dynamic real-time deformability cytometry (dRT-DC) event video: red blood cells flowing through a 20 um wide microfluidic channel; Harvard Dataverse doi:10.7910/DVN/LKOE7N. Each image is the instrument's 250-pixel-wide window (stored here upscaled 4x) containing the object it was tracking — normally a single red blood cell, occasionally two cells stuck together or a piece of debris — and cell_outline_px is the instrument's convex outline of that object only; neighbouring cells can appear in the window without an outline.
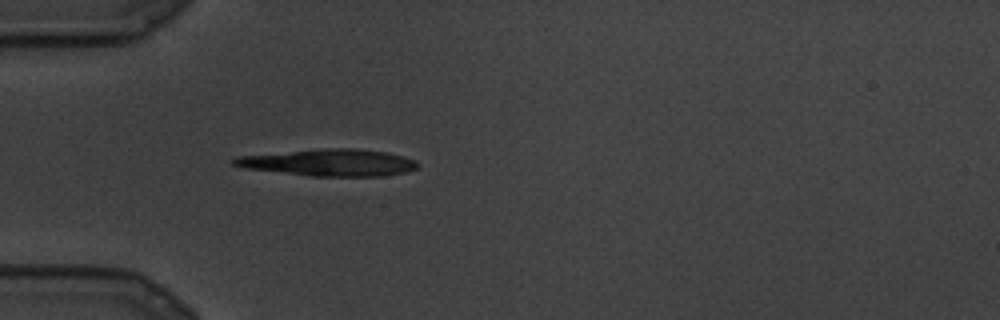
{"species": "common noctule bat (a hibernating species)", "species_latin": "Nyctalus noctula", "temperature_condition": "cold", "stored_images_in_passage": 3, "camera_frame_rate_fps": 3000, "um_per_image_px": 0.085, "animal": {"sex": "male", "body_mass_g": 19.5, "forearm_length_mm": 54.6}, "frame": {"image": 1, "passage_image": 1, "time_ms": 0.0, "image_size_px": [1000, 320], "cell_outline_px": [[420, 164], [416, 168], [404, 172], [380, 176], [312, 176], [244, 168], [232, 164], [232, 160], [236, 156], [328, 148], [356, 148], [388, 152], [404, 156], [416, 160]], "centroid_in_image_um": [28.0, 13.81], "position_along_channel_um": 57.0, "area_um2": 28.67}}